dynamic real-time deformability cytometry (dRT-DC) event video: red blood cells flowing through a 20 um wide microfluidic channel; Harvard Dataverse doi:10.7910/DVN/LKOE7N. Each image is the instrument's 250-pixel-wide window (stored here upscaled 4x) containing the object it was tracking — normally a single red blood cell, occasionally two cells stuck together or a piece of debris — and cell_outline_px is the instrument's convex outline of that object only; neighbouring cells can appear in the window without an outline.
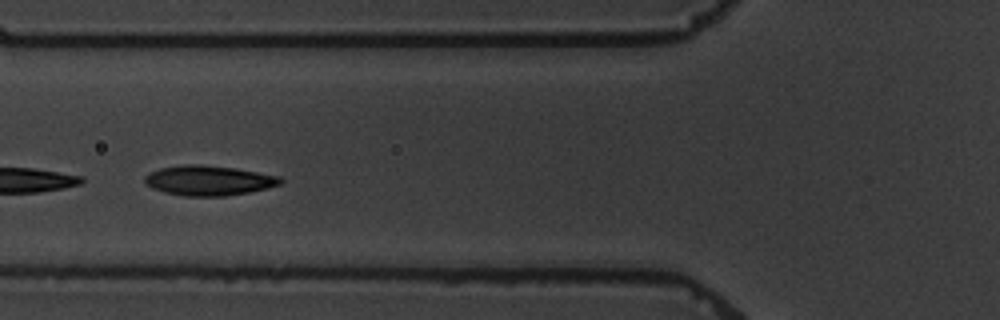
{"species": "common noctule bat (a hibernating species)", "species_latin": "Nyctalus noctula", "temperature_condition": "warm", "stored_images_in_passage": 7, "camera_frame_rate_fps": 3000, "um_per_image_px": 0.085, "animal": {"sex": "male", "body_mass_g": 19.5, "forearm_length_mm": 54.6}, "frame": {"image": 1, "passage_image": 4, "time_ms": 3.333, "image_size_px": [1000, 320], "cell_outline_px": [[284, 180], [280, 184], [268, 188], [248, 192], [224, 196], [184, 196], [164, 192], [152, 188], [144, 184], [144, 176], [160, 168], [184, 164], [200, 164], [236, 168], [280, 176]], "centroid_in_image_um": [17.73, 15.34], "position_along_channel_um": 108.1, "area_um2": 23.76}}
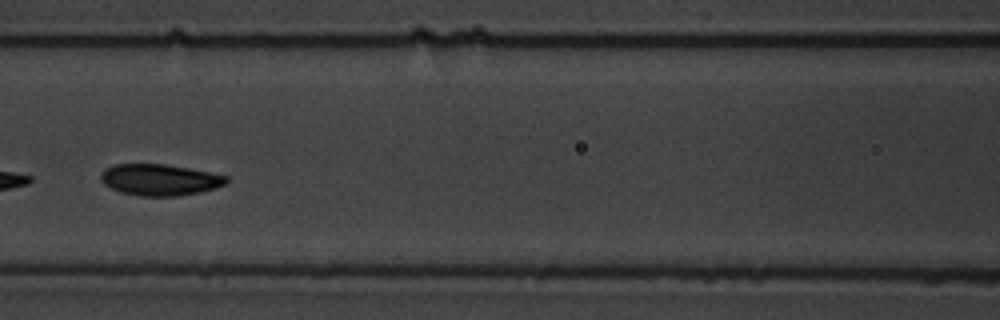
{"frame": {"image": 2, "passage_image": 5, "time_ms": 4.667, "image_size_px": [1000, 320], "cell_outline_px": [[228, 180], [224, 184], [216, 188], [200, 192], [176, 196], [140, 196], [120, 192], [104, 184], [100, 180], [100, 172], [104, 168], [112, 164], [164, 164], [188, 168], [228, 176]], "centroid_in_image_um": [13.53, 15.28], "position_along_channel_um": 153.1, "area_um2": 23.0}}
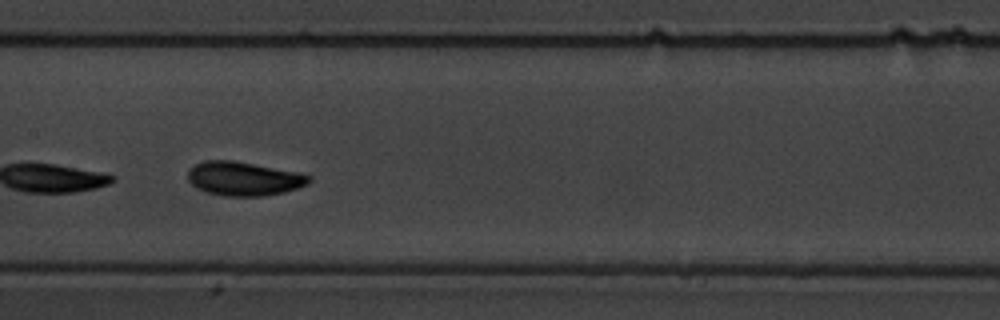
{"frame": {"image": 3, "passage_image": 6, "time_ms": 5.667, "image_size_px": [1000, 320], "cell_outline_px": [[312, 180], [308, 184], [284, 192], [264, 196], [224, 196], [204, 192], [196, 188], [188, 180], [188, 172], [196, 164], [204, 160], [232, 160], [296, 172], [312, 176]], "centroid_in_image_um": [20.71, 15.2], "position_along_channel_um": 186.7, "area_um2": 23.87}}